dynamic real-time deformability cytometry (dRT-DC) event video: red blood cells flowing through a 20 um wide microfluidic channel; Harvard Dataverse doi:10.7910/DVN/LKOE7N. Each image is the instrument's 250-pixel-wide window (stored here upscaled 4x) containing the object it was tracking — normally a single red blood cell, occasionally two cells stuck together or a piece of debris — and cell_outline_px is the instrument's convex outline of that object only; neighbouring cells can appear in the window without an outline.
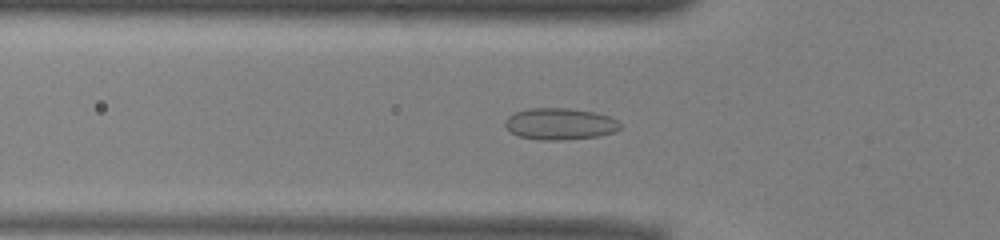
{"species": "common noctule bat (a hibernating species)", "species_latin": "Nyctalus noctula", "temperature_condition": "warm", "stored_images_in_passage": 51, "camera_frame_rate_fps": 3000, "um_per_image_px": 0.085, "animal": {"sex": "male", "body_mass_g": 13.0, "forearm_length_mm": 53.1}, "frame": {"image": 1, "passage_image": 16, "time_ms": 5.0, "image_size_px": [1000, 240], "cell_outline_px": [[620, 128], [616, 132], [600, 136], [560, 140], [540, 140], [516, 136], [504, 124], [504, 120], [508, 116], [516, 112], [528, 108], [568, 108], [596, 112], [608, 116], [616, 120], [620, 124]], "centroid_in_image_um": [47.59, 10.53], "position_along_channel_um": 78.2, "area_um2": 21.33}}
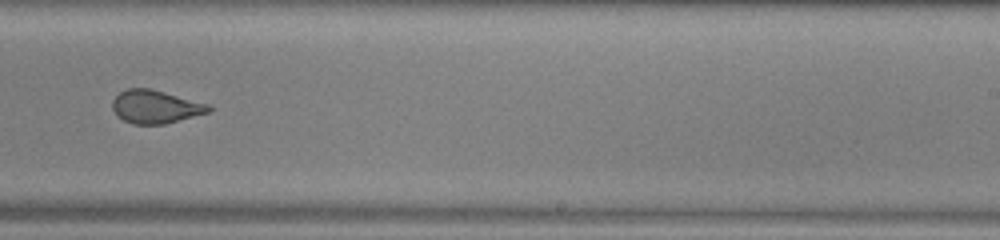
{"frame": {"image": 2, "passage_image": 31, "time_ms": 10.0, "image_size_px": [1000, 240], "cell_outline_px": [[212, 108], [208, 112], [164, 124], [132, 124], [124, 120], [112, 108], [112, 100], [120, 92], [128, 88], [152, 88], [208, 104]], "centroid_in_image_um": [13.2, 9.06], "position_along_channel_um": 275.8, "area_um2": 18.38}}
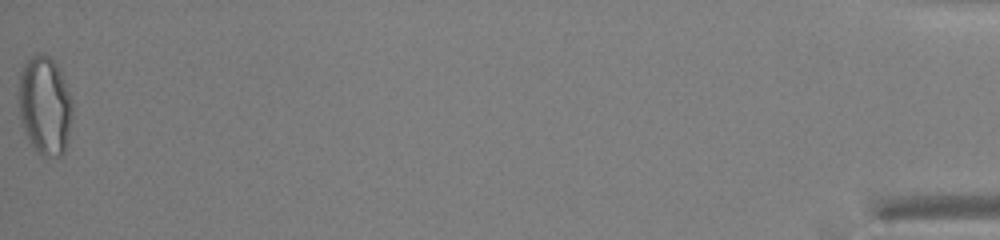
{"frame": {"image": 3, "passage_image": 51, "time_ms": 16.667, "image_size_px": [1000, 240], "cell_outline_px": [[72, 116], [68, 144], [64, 152], [60, 156], [44, 156], [32, 144], [24, 132], [20, 120], [20, 72], [24, 64], [32, 56], [40, 52], [48, 56], [56, 64], [60, 72], [72, 100]], "centroid_in_image_um": [3.83, 8.99], "position_along_channel_um": 431.4, "area_um2": 30.58}, "authors_computed_cell_mechanics": {"area_um2": 21.5594, "velocity_mm_per_s": 3.9506, "shape_relaxation_time_tau1_ms": 10.1951, "shape_relaxation_time_tau2_ms": 0.9096, "deformation_change_tau1": 0.2158, "deformation_change_tau2": 0.07}}